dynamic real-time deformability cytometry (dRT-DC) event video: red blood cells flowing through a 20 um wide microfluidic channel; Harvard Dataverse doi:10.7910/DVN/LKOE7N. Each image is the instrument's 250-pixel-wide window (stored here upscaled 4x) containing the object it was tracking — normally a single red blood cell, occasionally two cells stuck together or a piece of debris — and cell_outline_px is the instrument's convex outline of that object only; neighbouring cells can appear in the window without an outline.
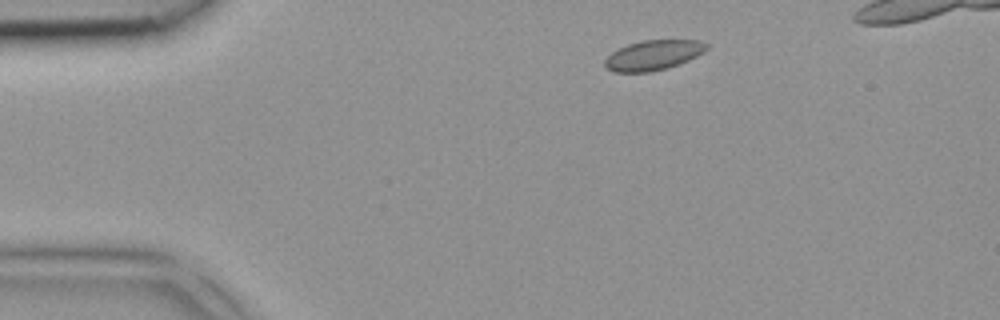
{"species": "common noctule bat (a hibernating species)", "species_latin": "Nyctalus noctula", "temperature_condition": "room temperature", "stored_images_in_passage": 3, "camera_frame_rate_fps": 3000, "um_per_image_px": 0.085, "animal": {"sex": "female", "body_mass_g": 18.4}, "frame": {"image": 1, "passage_image": 1, "time_ms": 0.0, "image_size_px": [1000, 320], "cell_outline_px": [[708, 48], [704, 52], [680, 64], [668, 68], [652, 72], [616, 72], [608, 68], [604, 64], [604, 60], [612, 52], [628, 44], [640, 40], [700, 40], [708, 44]], "centroid_in_image_um": [55.55, 4.68], "position_along_channel_um": 29.4, "area_um2": 17.8}}